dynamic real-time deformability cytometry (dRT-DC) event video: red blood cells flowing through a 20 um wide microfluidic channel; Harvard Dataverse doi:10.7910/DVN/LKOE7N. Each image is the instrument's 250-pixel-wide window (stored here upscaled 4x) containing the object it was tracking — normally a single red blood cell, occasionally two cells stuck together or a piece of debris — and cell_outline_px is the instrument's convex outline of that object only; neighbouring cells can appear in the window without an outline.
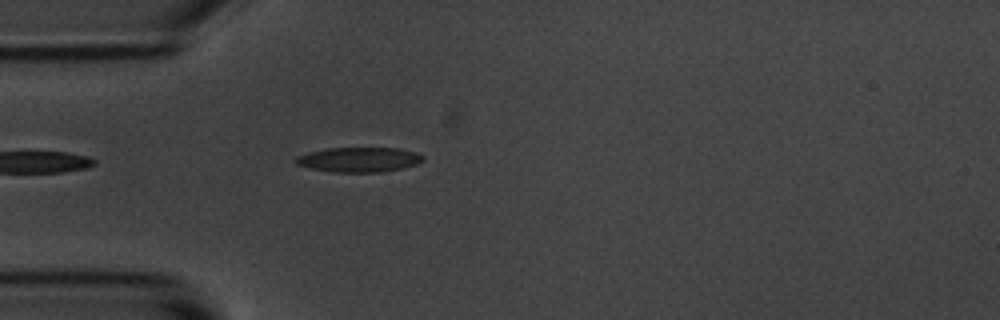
{"species": "common noctule bat (a hibernating species)", "species_latin": "Nyctalus noctula", "temperature_condition": "room temperature", "stored_images_in_passage": 5, "camera_frame_rate_fps": 3000, "um_per_image_px": 0.085, "animal": {"sex": "male", "body_mass_g": 20.1, "forearm_length_mm": 53.5}, "frame": {"image": 1, "passage_image": 1, "time_ms": 0.0, "image_size_px": [1000, 320], "cell_outline_px": [[424, 160], [416, 164], [400, 168], [380, 172], [332, 172], [308, 168], [296, 164], [292, 160], [296, 156], [308, 152], [328, 148], [396, 148], [416, 152], [424, 156]], "centroid_in_image_um": [30.45, 13.56], "position_along_channel_um": 54.5, "area_um2": 18.44}}